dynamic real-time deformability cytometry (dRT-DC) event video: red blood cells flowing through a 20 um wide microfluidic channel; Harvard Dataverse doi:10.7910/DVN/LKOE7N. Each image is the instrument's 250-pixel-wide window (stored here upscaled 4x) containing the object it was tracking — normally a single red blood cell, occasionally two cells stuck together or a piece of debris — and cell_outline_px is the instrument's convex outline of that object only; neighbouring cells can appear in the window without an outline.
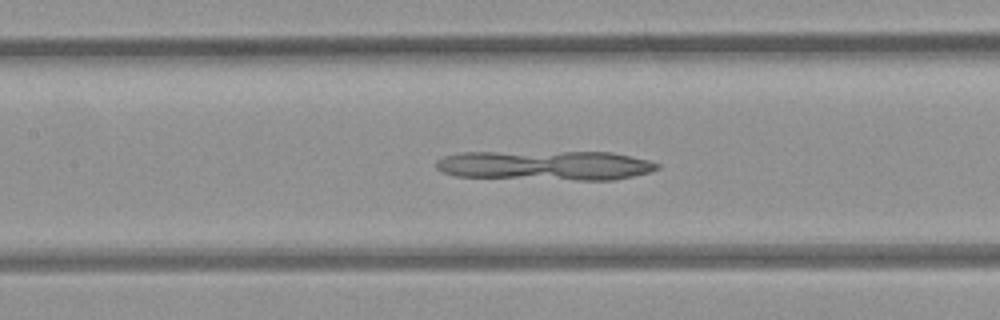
{"species": "common noctule bat (a hibernating species)", "species_latin": "Nyctalus noctula", "temperature_condition": "room temperature", "stored_images_in_passage": 42, "camera_frame_rate_fps": 3000, "um_per_image_px": 0.085, "animal": {"sex": "female", "body_mass_g": 21.9}, "frame": {"image": 1, "passage_image": 12, "time_ms": 3.667, "image_size_px": [1000, 320], "cell_outline_px": [[660, 168], [648, 172], [616, 180], [576, 180], [456, 176], [440, 172], [436, 168], [436, 160], [444, 156], [464, 152], [612, 152], [648, 160], [660, 164]], "centroid_in_image_um": [46.36, 14.06], "position_along_channel_um": 161.0, "area_um2": 38.26}}
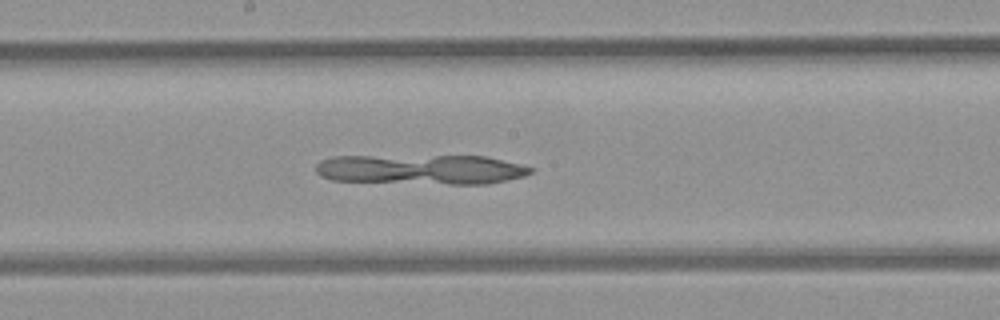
{"frame": {"image": 2, "passage_image": 16, "time_ms": 5.0, "image_size_px": [1000, 320], "cell_outline_px": [[536, 168], [532, 172], [524, 176], [488, 184], [448, 184], [332, 180], [320, 176], [316, 172], [316, 164], [320, 160], [332, 156], [484, 156], [520, 164]], "centroid_in_image_um": [35.79, 14.4], "position_along_channel_um": 212.4, "area_um2": 37.45}}
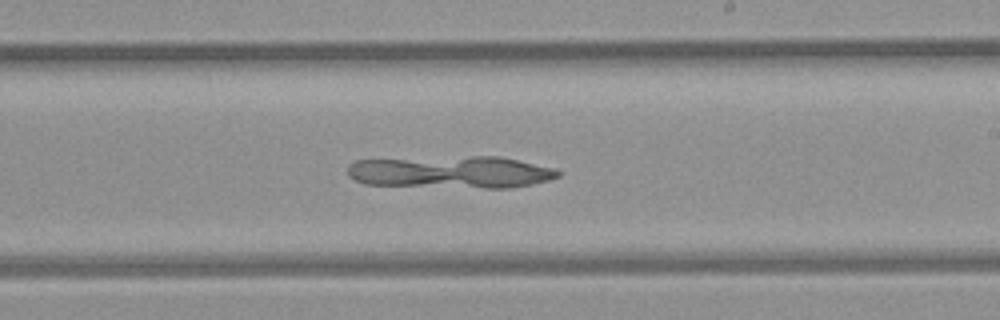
{"frame": {"image": 3, "passage_image": 19, "time_ms": 6.0, "image_size_px": [1000, 320], "cell_outline_px": [[564, 172], [560, 176], [548, 180], [532, 184], [512, 188], [484, 188], [364, 184], [348, 176], [348, 164], [356, 160], [472, 156], [500, 156], [556, 168]], "centroid_in_image_um": [38.41, 14.63], "position_along_channel_um": 250.6, "area_um2": 39.77}}